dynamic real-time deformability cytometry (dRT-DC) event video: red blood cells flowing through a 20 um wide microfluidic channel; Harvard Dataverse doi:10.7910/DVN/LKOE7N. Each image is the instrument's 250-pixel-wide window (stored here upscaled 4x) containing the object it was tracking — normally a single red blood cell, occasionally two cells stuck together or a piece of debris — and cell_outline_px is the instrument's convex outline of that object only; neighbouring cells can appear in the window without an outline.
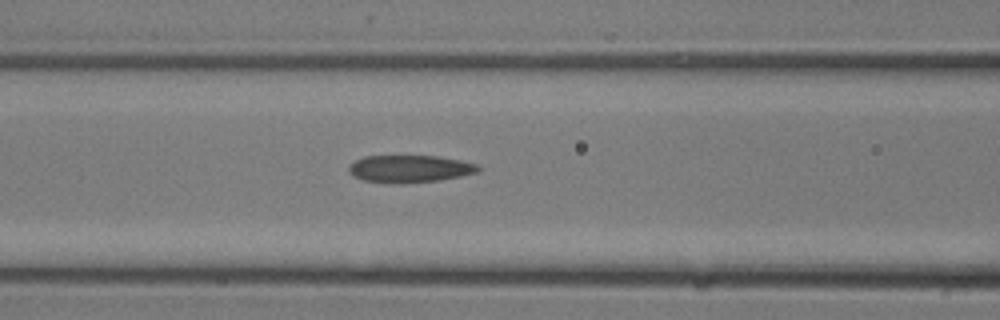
{"species": "common noctule bat (a hibernating species)", "species_latin": "Nyctalus noctula", "temperature_condition": "room temperature", "stored_images_in_passage": 13, "camera_frame_rate_fps": 3000, "um_per_image_px": 0.085, "animal": {"sex": "male", "body_mass_g": 13.3}, "frame": {"image": 1, "passage_image": 10, "time_ms": 3.0, "image_size_px": [1000, 320], "cell_outline_px": [[480, 172], [440, 180], [400, 184], [364, 180], [352, 176], [348, 172], [348, 164], [364, 156], [436, 156], [460, 160], [476, 164], [480, 168]], "centroid_in_image_um": [34.8, 14.35], "position_along_channel_um": 131.8, "area_um2": 20.69}}
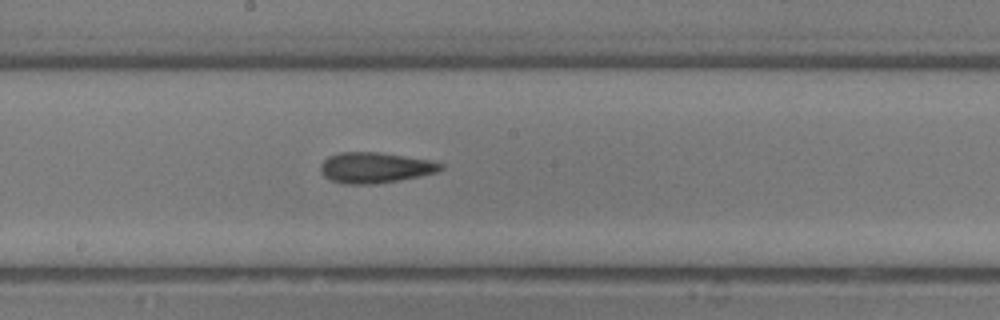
{"frame": {"image": 2, "passage_image": 13, "time_ms": 4.0, "image_size_px": [1000, 320], "cell_outline_px": [[444, 168], [436, 172], [420, 176], [400, 180], [372, 184], [344, 184], [332, 180], [324, 176], [320, 172], [320, 164], [328, 156], [340, 152], [380, 152], [432, 160], [444, 164]], "centroid_in_image_um": [31.89, 14.24], "position_along_channel_um": 216.3, "area_um2": 21.62}}